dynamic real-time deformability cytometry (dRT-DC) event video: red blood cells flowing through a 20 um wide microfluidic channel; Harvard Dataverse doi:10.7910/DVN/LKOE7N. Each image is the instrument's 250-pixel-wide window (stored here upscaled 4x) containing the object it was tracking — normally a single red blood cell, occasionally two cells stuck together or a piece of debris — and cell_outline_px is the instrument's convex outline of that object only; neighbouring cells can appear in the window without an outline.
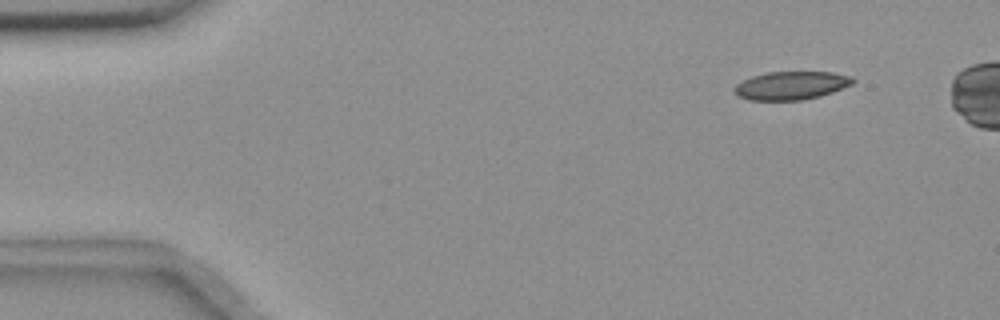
{"species": "common noctule bat (a hibernating species)", "species_latin": "Nyctalus noctula", "temperature_condition": "room temperature", "stored_images_in_passage": 5, "camera_frame_rate_fps": 3000, "um_per_image_px": 0.085, "animal": {"sex": "female", "body_mass_g": 18.4}, "frame": {"image": 1, "passage_image": 2, "time_ms": 1.0, "image_size_px": [1000, 320], "cell_outline_px": [[856, 80], [852, 84], [832, 92], [820, 96], [804, 100], [748, 100], [736, 96], [732, 88], [736, 84], [752, 76], [768, 72], [832, 72], [852, 76]], "centroid_in_image_um": [67.23, 7.27], "position_along_channel_um": 17.8, "area_um2": 19.65}}